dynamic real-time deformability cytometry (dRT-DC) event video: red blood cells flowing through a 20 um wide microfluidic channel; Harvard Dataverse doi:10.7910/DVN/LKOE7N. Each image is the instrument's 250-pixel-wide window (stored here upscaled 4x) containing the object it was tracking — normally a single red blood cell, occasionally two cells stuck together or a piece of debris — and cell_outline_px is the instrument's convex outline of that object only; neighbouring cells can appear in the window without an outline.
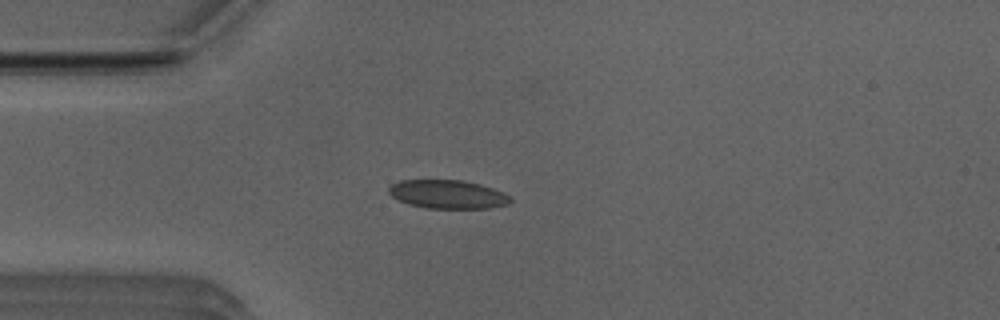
{"species": "Egyptian fruit bat (a non-hibernating species)", "species_latin": "Rousettus aegyptiacus", "temperature_condition": "room temperature", "stored_images_in_passage": 41, "camera_frame_rate_fps": 3000, "um_per_image_px": 0.085, "animal": {"sex": "male"}, "frame": {"image": 1, "passage_image": 3, "time_ms": 0.667, "image_size_px": [1000, 320], "cell_outline_px": [[512, 200], [508, 204], [488, 208], [424, 208], [408, 204], [392, 196], [388, 192], [388, 188], [392, 184], [400, 180], [464, 180], [480, 184], [504, 192], [512, 196]], "centroid_in_image_um": [38.07, 16.51], "position_along_channel_um": 46.9, "area_um2": 20.35}}
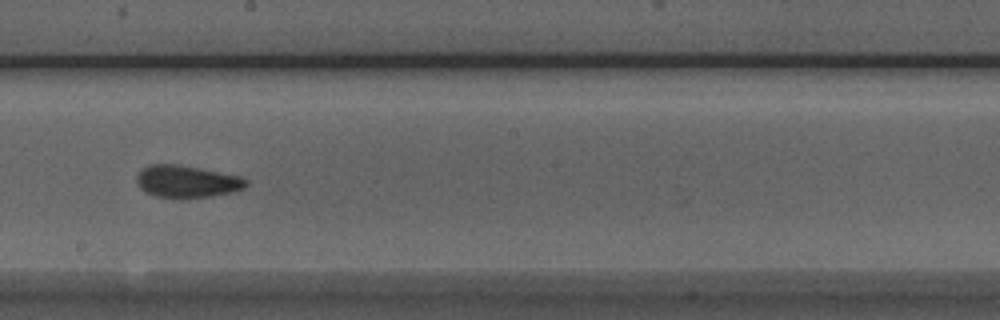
{"frame": {"image": 2, "passage_image": 18, "time_ms": 5.667, "image_size_px": [1000, 320], "cell_outline_px": [[248, 184], [244, 188], [232, 192], [212, 196], [180, 200], [156, 196], [144, 192], [136, 184], [136, 176], [148, 164], [176, 164], [200, 168], [240, 176], [248, 180]], "centroid_in_image_um": [15.86, 15.45], "position_along_channel_um": 232.3, "area_um2": 20.98}}
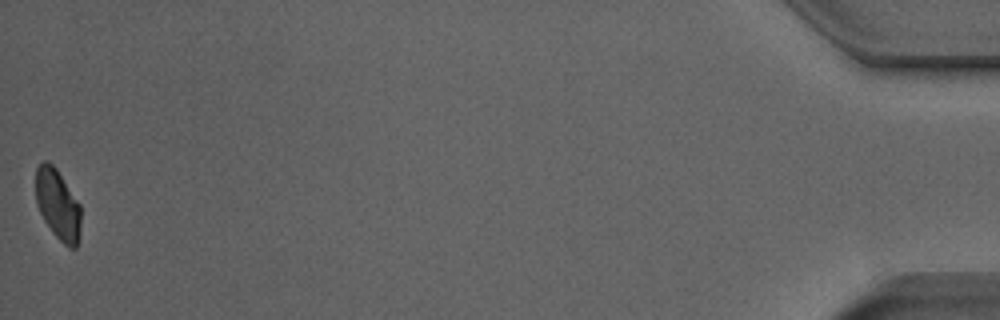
{"frame": {"image": 3, "passage_image": 41, "time_ms": 13.333, "image_size_px": [1000, 320], "cell_outline_px": [[80, 236], [76, 248], [68, 248], [52, 232], [44, 220], [36, 204], [36, 168], [44, 160], [48, 160], [56, 168], [80, 204]], "centroid_in_image_um": [4.91, 17.39], "position_along_channel_um": 430.3, "area_um2": 18.55}}